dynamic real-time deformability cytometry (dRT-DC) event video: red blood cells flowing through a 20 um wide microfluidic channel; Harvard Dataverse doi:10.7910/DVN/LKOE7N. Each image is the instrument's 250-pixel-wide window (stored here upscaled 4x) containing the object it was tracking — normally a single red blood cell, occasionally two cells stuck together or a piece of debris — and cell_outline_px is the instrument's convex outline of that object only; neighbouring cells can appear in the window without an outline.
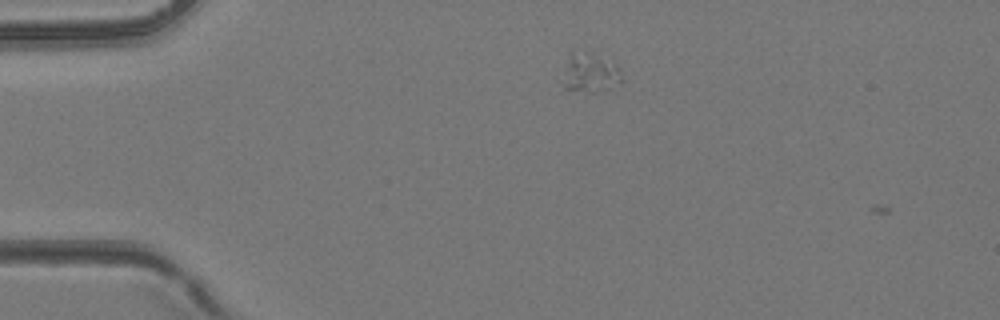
{"species": "common noctule bat (a hibernating species)", "species_latin": "Nyctalus noctula", "temperature_condition": "room temperature", "stored_images_in_passage": 2, "camera_frame_rate_fps": 3000, "um_per_image_px": 0.085, "animal": {"sex": "female", "body_mass_g": 24.6, "forearm_length_mm": 56.2}, "frame": {"image": 1, "passage_image": 1, "time_ms": 0.0, "image_size_px": [1000, 320], "cell_outline_px": [[624, 80], [620, 84], [608, 88], [564, 88], [564, 84], [568, 64], [572, 56], [584, 52], [588, 52], [612, 60], [620, 68]], "centroid_in_image_um": [50.33, 6.14], "position_along_channel_um": 34.7, "area_um2": 12.2}}